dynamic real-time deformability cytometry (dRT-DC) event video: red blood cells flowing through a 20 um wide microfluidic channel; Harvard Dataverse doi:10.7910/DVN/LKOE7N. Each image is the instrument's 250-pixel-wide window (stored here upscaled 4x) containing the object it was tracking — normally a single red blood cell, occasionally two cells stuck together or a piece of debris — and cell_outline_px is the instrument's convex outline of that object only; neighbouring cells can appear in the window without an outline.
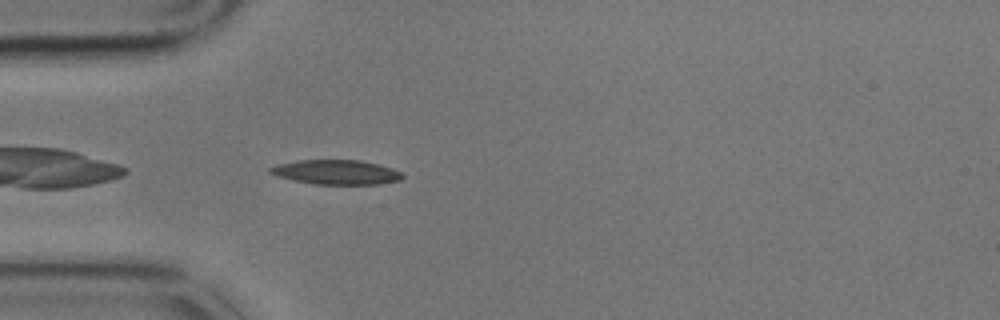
{"species": "common noctule bat (a hibernating species)", "species_latin": "Nyctalus noctula", "temperature_condition": "cold", "stored_images_in_passage": 42, "camera_frame_rate_fps": 3000, "um_per_image_px": 0.085, "animal": {"sex": "male", "body_mass_g": 17.9}, "frame": {"image": 1, "passage_image": 1, "time_ms": 0.0, "image_size_px": [1000, 320], "cell_outline_px": [[404, 176], [400, 180], [380, 184], [312, 184], [292, 180], [276, 176], [268, 172], [268, 168], [276, 164], [296, 160], [360, 160], [380, 164], [392, 168], [400, 172]], "centroid_in_image_um": [28.54, 14.63], "position_along_channel_um": 56.5, "area_um2": 19.13}}
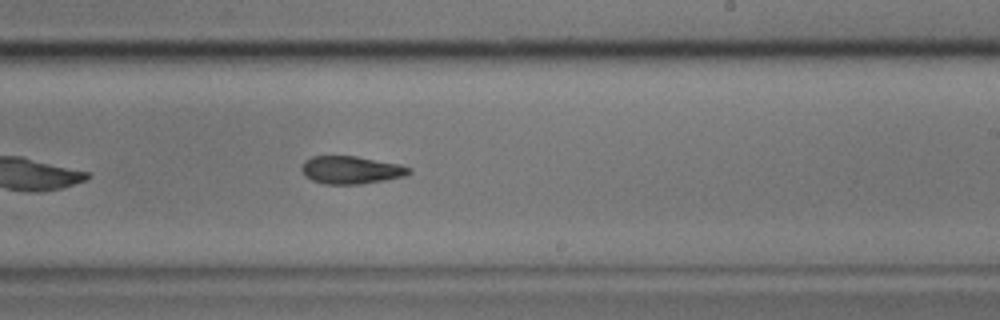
{"frame": {"image": 2, "passage_image": 19, "time_ms": 6.0, "image_size_px": [1000, 320], "cell_outline_px": [[412, 172], [404, 176], [384, 180], [360, 184], [324, 184], [312, 180], [304, 176], [300, 168], [304, 160], [312, 156], [356, 156], [400, 164], [412, 168]], "centroid_in_image_um": [29.82, 14.44], "position_along_channel_um": 259.2, "area_um2": 17.51}}
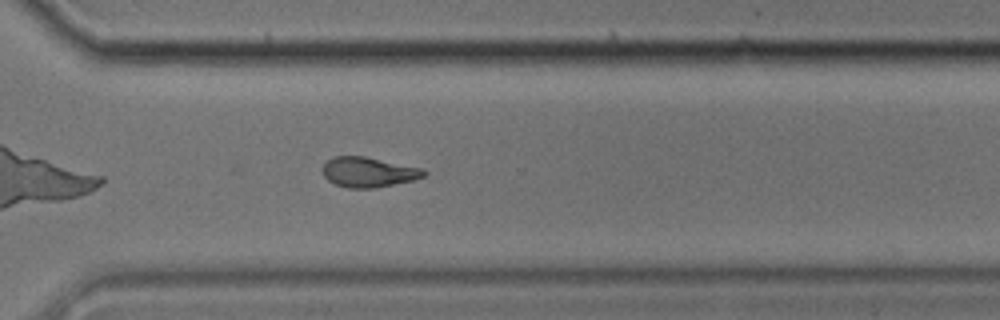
{"frame": {"image": 3, "passage_image": 26, "time_ms": 8.333, "image_size_px": [1000, 320], "cell_outline_px": [[428, 172], [424, 176], [412, 180], [372, 188], [348, 188], [336, 184], [328, 180], [324, 176], [324, 164], [332, 156], [364, 156], [424, 168]], "centroid_in_image_um": [31.34, 14.62], "position_along_channel_um": 339.3, "area_um2": 17.57}}